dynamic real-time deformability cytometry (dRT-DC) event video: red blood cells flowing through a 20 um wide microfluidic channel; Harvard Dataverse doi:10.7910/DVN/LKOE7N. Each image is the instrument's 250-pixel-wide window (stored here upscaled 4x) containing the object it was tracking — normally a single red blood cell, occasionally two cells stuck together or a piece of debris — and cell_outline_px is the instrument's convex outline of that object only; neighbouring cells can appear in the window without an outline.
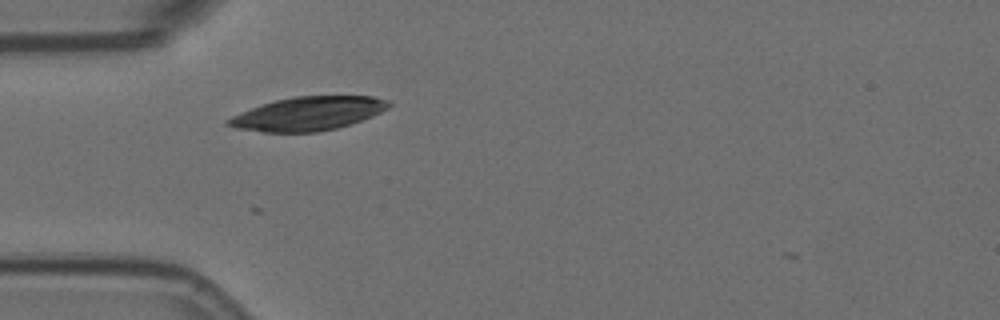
{"species": "Egyptian fruit bat (a non-hibernating species)", "species_latin": "Rousettus aegyptiacus", "temperature_condition": "room temperature", "stored_images_in_passage": 35, "camera_frame_rate_fps": 3000, "um_per_image_px": 0.085, "animal": {"sex": "female"}, "frame": {"image": 1, "passage_image": 2, "time_ms": 0.333, "image_size_px": [1000, 320], "cell_outline_px": [[392, 104], [388, 108], [372, 116], [336, 128], [316, 132], [264, 132], [236, 128], [224, 124], [224, 120], [240, 112], [276, 100], [296, 96], [372, 96], [392, 100]], "centroid_in_image_um": [26.19, 9.65], "position_along_channel_um": 58.8, "area_um2": 31.33}}
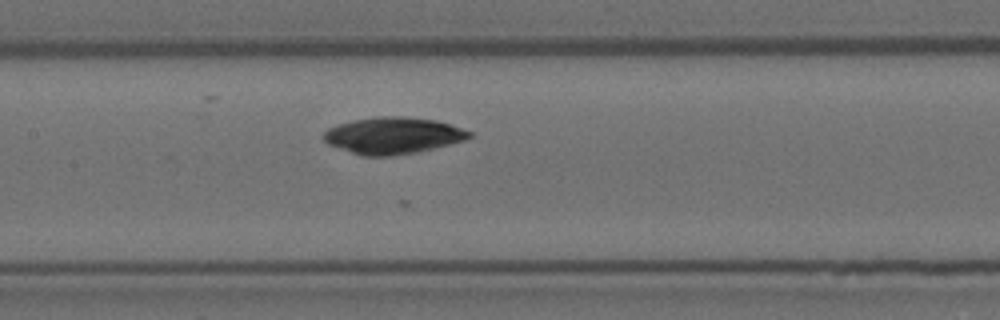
{"frame": {"image": 2, "passage_image": 12, "time_ms": 3.667, "image_size_px": [1000, 320], "cell_outline_px": [[472, 136], [464, 140], [416, 152], [392, 156], [360, 156], [328, 144], [324, 140], [324, 132], [328, 128], [352, 120], [372, 116], [404, 116], [436, 120], [472, 132]], "centroid_in_image_um": [33.36, 11.51], "position_along_channel_um": 174.0, "area_um2": 30.98}}
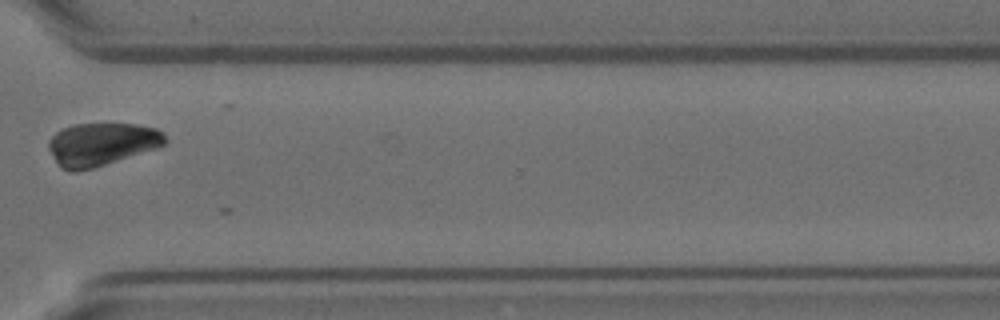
{"frame": {"image": 3, "passage_image": 28, "time_ms": 9.0, "image_size_px": [1000, 320], "cell_outline_px": [[168, 140], [164, 144], [156, 148], [92, 168], [76, 172], [72, 172], [60, 168], [48, 148], [48, 140], [56, 132], [64, 128], [76, 124], [136, 124], [156, 128], [164, 132]], "centroid_in_image_um": [8.62, 12.25], "position_along_channel_um": 362.0, "area_um2": 28.96}}